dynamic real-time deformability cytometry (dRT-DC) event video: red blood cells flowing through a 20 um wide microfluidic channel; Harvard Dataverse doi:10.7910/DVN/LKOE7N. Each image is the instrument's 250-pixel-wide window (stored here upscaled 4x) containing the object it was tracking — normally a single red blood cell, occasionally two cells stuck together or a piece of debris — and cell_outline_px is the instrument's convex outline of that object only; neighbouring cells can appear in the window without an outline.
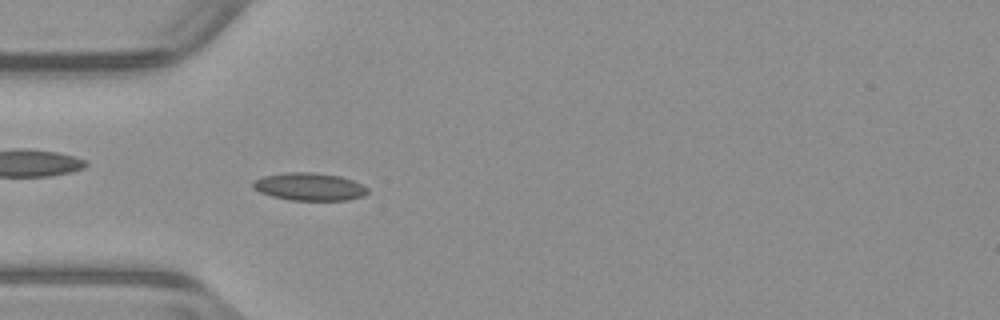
{"species": "common noctule bat (a hibernating species)", "species_latin": "Nyctalus noctula", "temperature_condition": "warm", "stored_images_in_passage": 52, "camera_frame_rate_fps": 3000, "um_per_image_px": 0.085, "animal": {"sex": "male", "body_mass_g": 23.1, "forearm_length_mm": 52.7}, "frame": {"image": 1, "passage_image": 16, "time_ms": 5.0, "image_size_px": [1000, 320], "cell_outline_px": [[368, 192], [364, 196], [348, 200], [292, 200], [272, 196], [260, 192], [252, 188], [252, 180], [264, 176], [284, 172], [312, 172], [340, 176], [352, 180], [368, 188]], "centroid_in_image_um": [26.27, 15.86], "position_along_channel_um": 58.7, "area_um2": 18.55}}
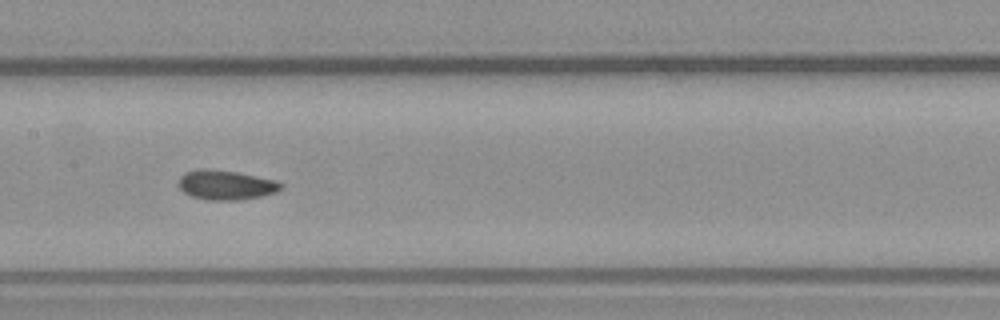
{"frame": {"image": 2, "passage_image": 26, "time_ms": 8.333, "image_size_px": [1000, 320], "cell_outline_px": [[284, 188], [276, 192], [260, 196], [236, 200], [208, 200], [192, 196], [184, 192], [180, 188], [180, 176], [184, 172], [204, 168], [236, 172], [276, 180], [284, 184]], "centroid_in_image_um": [19.23, 15.72], "position_along_channel_um": 188.2, "area_um2": 17.51}}
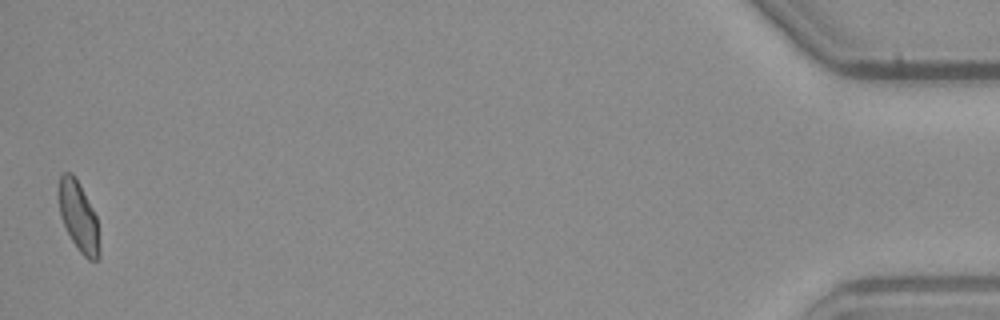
{"frame": {"image": 3, "passage_image": 52, "time_ms": 17.0, "image_size_px": [1000, 320], "cell_outline_px": [[100, 256], [96, 260], [88, 260], [80, 252], [72, 240], [60, 216], [56, 196], [56, 192], [60, 176], [64, 172], [72, 172], [80, 184], [96, 216], [100, 248]], "centroid_in_image_um": [6.64, 18.37], "position_along_channel_um": 428.6, "area_um2": 16.82}, "authors_computed_cell_mechanics": {"area_um2": 16.9932, "velocity_mm_per_s": 3.9341, "shape_relaxation_time_tau1_ms": null, "shape_relaxation_time_tau2_ms": 2.1778, "deformation_change_tau1": null, "deformation_change_tau2": 0.058}}